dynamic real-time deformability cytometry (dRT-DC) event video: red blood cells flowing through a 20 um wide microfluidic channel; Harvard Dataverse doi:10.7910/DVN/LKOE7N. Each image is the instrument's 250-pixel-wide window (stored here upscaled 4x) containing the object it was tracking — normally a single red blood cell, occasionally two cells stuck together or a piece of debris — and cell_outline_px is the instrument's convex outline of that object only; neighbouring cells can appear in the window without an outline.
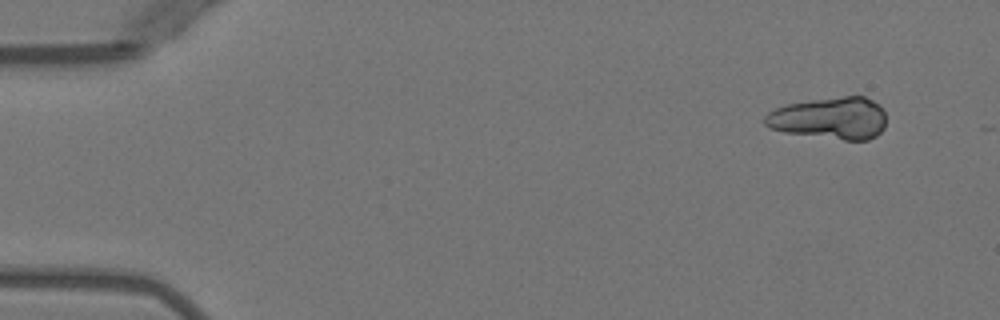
{"species": "Egyptian fruit bat (a non-hibernating species)", "species_latin": "Rousettus aegyptiacus", "temperature_condition": "warm", "stored_images_in_passage": 6, "camera_frame_rate_fps": 3000, "um_per_image_px": 0.085, "animal": {"sex": "female"}, "frame": {"image": 1, "passage_image": 1, "time_ms": 0.0, "image_size_px": [1000, 320], "cell_outline_px": [[884, 128], [876, 136], [868, 140], [844, 140], [784, 132], [772, 128], [764, 124], [764, 116], [768, 112], [776, 108], [788, 104], [812, 100], [844, 96], [864, 96], [880, 104], [884, 112]], "centroid_in_image_um": [70.56, 10.05], "position_along_channel_um": 14.4, "area_um2": 29.65}}